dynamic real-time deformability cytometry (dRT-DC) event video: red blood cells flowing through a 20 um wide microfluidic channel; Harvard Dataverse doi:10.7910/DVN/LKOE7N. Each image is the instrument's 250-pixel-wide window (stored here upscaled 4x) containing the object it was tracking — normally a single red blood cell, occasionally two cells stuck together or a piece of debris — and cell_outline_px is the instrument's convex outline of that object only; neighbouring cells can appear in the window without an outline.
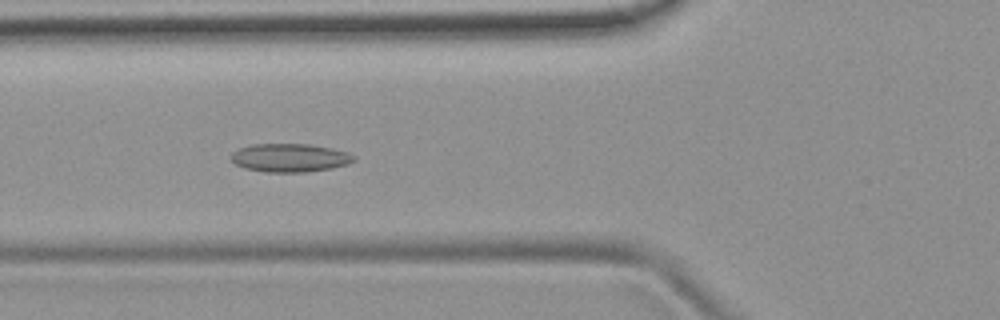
{"species": "common noctule bat (a hibernating species)", "species_latin": "Nyctalus noctula", "temperature_condition": "room temperature", "stored_images_in_passage": 40, "camera_frame_rate_fps": 3000, "um_per_image_px": 0.085, "animal": {"sex": "female", "body_mass_g": 19.9}, "frame": {"image": 1, "passage_image": 7, "time_ms": 2.0, "image_size_px": [1000, 320], "cell_outline_px": [[356, 160], [348, 164], [332, 168], [308, 172], [264, 172], [244, 168], [236, 164], [228, 156], [232, 152], [240, 148], [252, 144], [308, 144], [332, 148], [348, 152], [356, 156]], "centroid_in_image_um": [24.65, 13.41], "position_along_channel_um": 101.2, "area_um2": 20.52}}
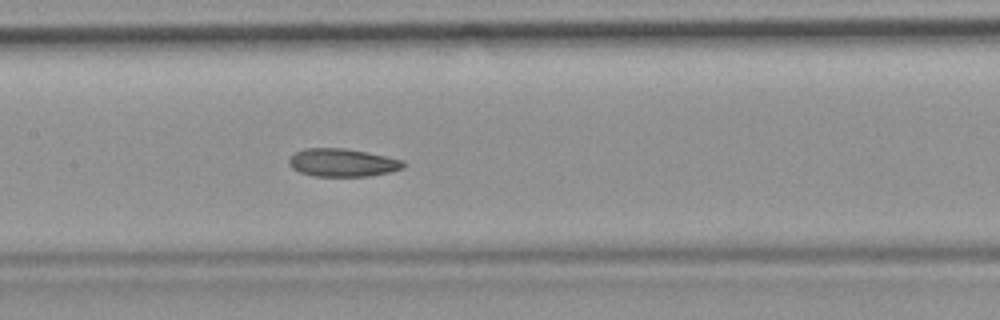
{"frame": {"image": 2, "passage_image": 13, "time_ms": 4.0, "image_size_px": [1000, 320], "cell_outline_px": [[408, 164], [404, 168], [388, 172], [368, 176], [316, 176], [300, 172], [292, 168], [288, 164], [288, 160], [296, 152], [304, 148], [344, 148], [404, 160]], "centroid_in_image_um": [29.12, 13.82], "position_along_channel_um": 178.3, "area_um2": 18.55}}
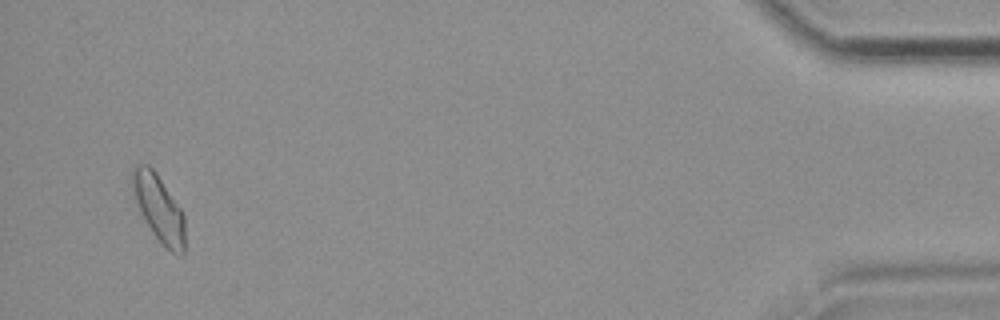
{"frame": {"image": 3, "passage_image": 38, "time_ms": 12.333, "image_size_px": [1000, 320], "cell_outline_px": [[184, 252], [180, 256], [172, 252], [160, 244], [144, 220], [140, 212], [128, 184], [128, 176], [132, 168], [136, 164], [148, 164], [156, 172], [184, 212]], "centroid_in_image_um": [13.44, 17.65], "position_along_channel_um": 421.8, "area_um2": 21.21}, "authors_computed_cell_mechanics": {"area_um2": 19.1607, "velocity_mm_per_s": 3.8497, "shape_relaxation_time_tau1_ms": null, "shape_relaxation_time_tau2_ms": 5.2505, "deformation_change_tau1": null, "deformation_change_tau2": 0.1151}}